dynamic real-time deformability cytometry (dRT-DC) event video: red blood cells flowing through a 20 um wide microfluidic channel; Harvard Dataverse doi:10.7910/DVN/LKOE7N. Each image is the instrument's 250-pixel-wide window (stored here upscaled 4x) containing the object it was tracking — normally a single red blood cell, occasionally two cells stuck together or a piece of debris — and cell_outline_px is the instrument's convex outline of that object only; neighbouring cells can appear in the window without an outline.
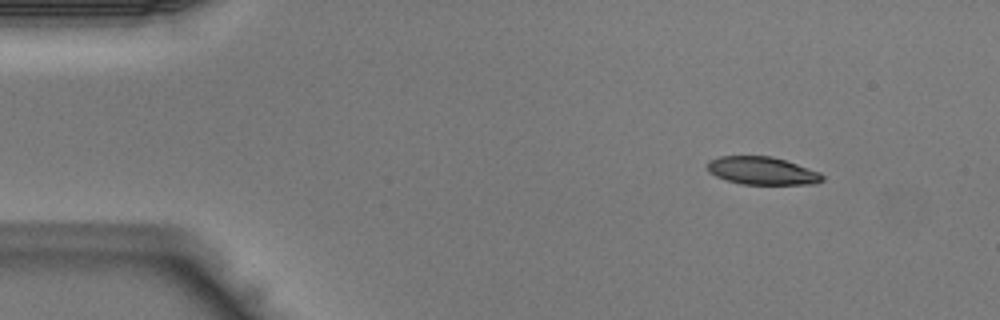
{"species": "Egyptian fruit bat (a non-hibernating species)", "species_latin": "Rousettus aegyptiacus", "temperature_condition": "warm", "stored_images_in_passage": 41, "camera_frame_rate_fps": 3000, "um_per_image_px": 0.085, "animal": {"sex": "male"}, "frame": {"image": 1, "passage_image": 4, "time_ms": 1.0, "image_size_px": [1000, 320], "cell_outline_px": [[824, 180], [816, 184], [740, 184], [716, 176], [708, 172], [708, 160], [720, 156], [772, 156], [820, 172], [824, 176]], "centroid_in_image_um": [64.79, 14.52], "position_along_channel_um": 20.2, "area_um2": 18.61}}
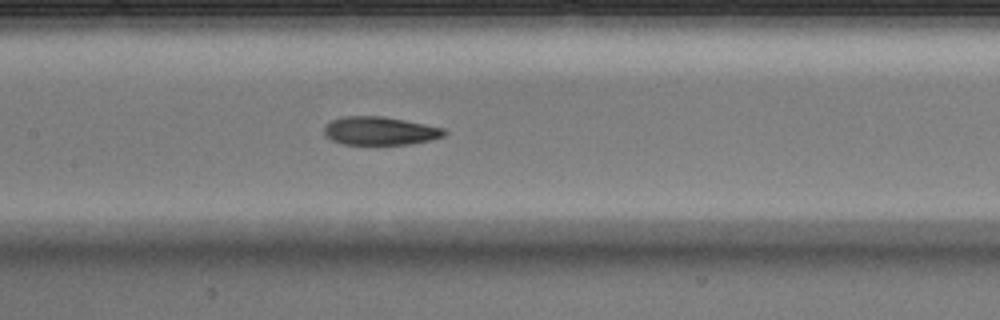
{"frame": {"image": 2, "passage_image": 19, "time_ms": 6.0, "image_size_px": [1000, 320], "cell_outline_px": [[448, 132], [444, 136], [432, 140], [408, 144], [344, 144], [332, 140], [324, 136], [324, 124], [332, 120], [344, 116], [384, 116], [444, 128]], "centroid_in_image_um": [32.28, 11.12], "position_along_channel_um": 175.1, "area_um2": 19.88}}
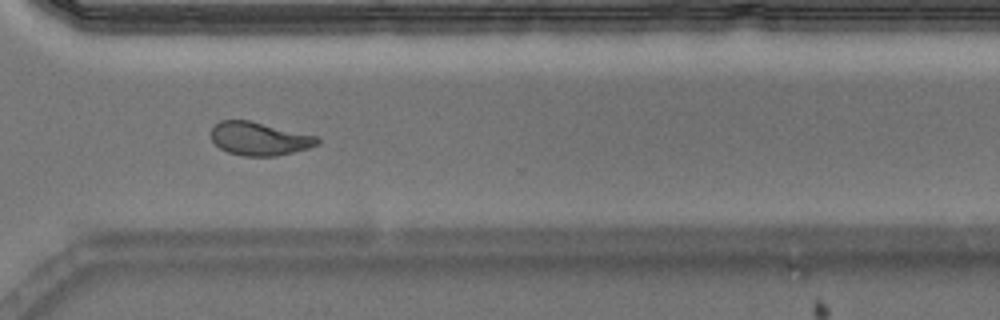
{"frame": {"image": 3, "passage_image": 30, "time_ms": 9.667, "image_size_px": [1000, 320], "cell_outline_px": [[320, 144], [308, 148], [276, 156], [244, 156], [228, 152], [220, 148], [212, 140], [212, 128], [220, 120], [248, 120], [316, 136], [320, 140]], "centroid_in_image_um": [22.04, 11.79], "position_along_channel_um": 348.6, "area_um2": 20.35}}